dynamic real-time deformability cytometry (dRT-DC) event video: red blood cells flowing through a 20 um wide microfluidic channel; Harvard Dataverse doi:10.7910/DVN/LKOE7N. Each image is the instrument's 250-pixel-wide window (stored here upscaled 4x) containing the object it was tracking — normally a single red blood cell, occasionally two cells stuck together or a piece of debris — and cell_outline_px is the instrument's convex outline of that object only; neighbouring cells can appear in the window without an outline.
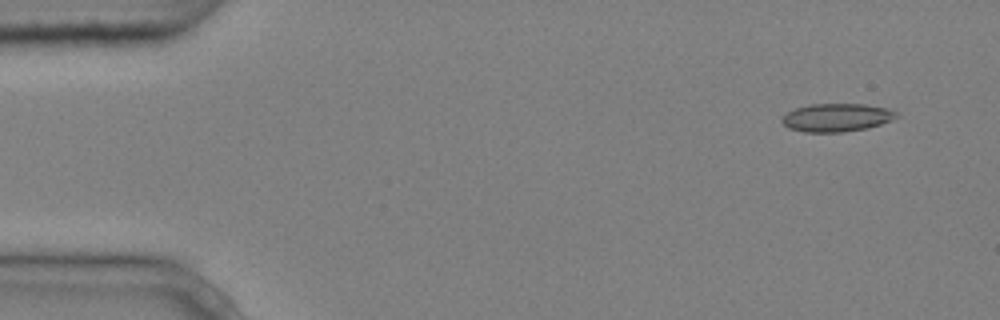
{"species": "common noctule bat (a hibernating species)", "species_latin": "Nyctalus noctula", "temperature_condition": "cold", "stored_images_in_passage": 9, "camera_frame_rate_fps": 3000, "um_per_image_px": 0.085, "animal": {"sex": "male", "body_mass_g": 20.4}, "frame": {"image": 1, "passage_image": 1, "time_ms": 0.0, "image_size_px": [1000, 320], "cell_outline_px": [[900, 116], [880, 124], [868, 128], [844, 132], [804, 132], [788, 128], [780, 120], [788, 112], [796, 108], [812, 104], [864, 104], [884, 108], [896, 112]], "centroid_in_image_um": [71.1, 10.0], "position_along_channel_um": 13.9, "area_um2": 18.61}}
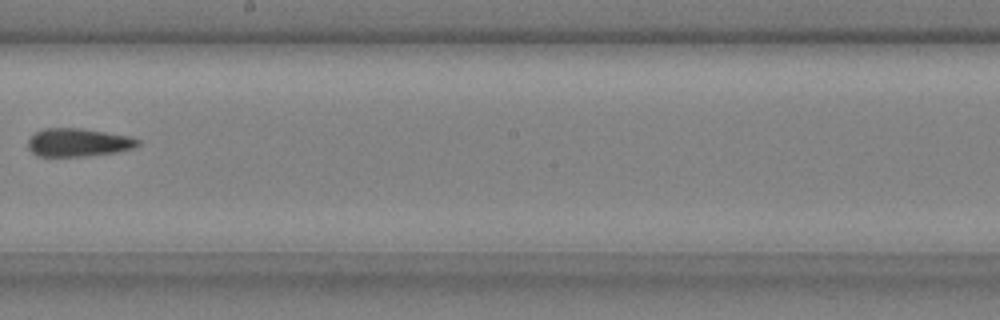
{"frame": {"image": 2, "passage_image": 8, "time_ms": 2.333, "image_size_px": [1000, 320], "cell_outline_px": [[140, 144], [132, 148], [116, 152], [84, 156], [36, 156], [28, 148], [28, 140], [36, 132], [44, 128], [80, 128], [132, 136], [140, 140]], "centroid_in_image_um": [6.66, 12.1], "position_along_channel_um": 241.5, "area_um2": 18.03}}
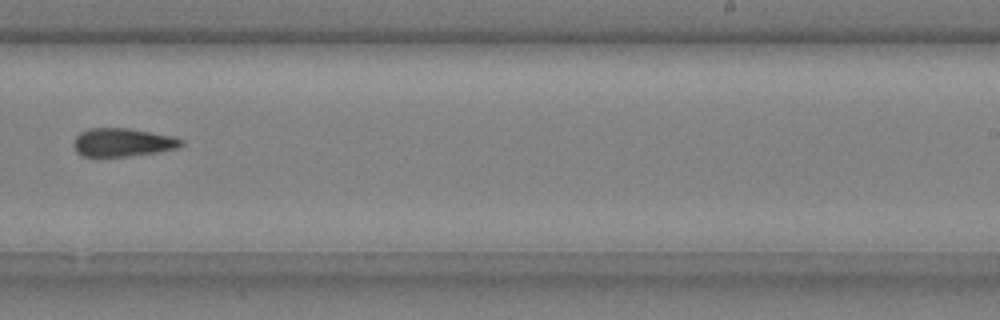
{"frame": {"image": 3, "passage_image": 9, "time_ms": 2.667, "image_size_px": [1000, 320], "cell_outline_px": [[184, 144], [176, 148], [160, 152], [128, 156], [84, 156], [76, 152], [72, 144], [76, 136], [80, 132], [88, 128], [128, 128], [176, 136], [184, 140]], "centroid_in_image_um": [10.44, 12.09], "position_along_channel_um": 278.6, "area_um2": 17.98}}